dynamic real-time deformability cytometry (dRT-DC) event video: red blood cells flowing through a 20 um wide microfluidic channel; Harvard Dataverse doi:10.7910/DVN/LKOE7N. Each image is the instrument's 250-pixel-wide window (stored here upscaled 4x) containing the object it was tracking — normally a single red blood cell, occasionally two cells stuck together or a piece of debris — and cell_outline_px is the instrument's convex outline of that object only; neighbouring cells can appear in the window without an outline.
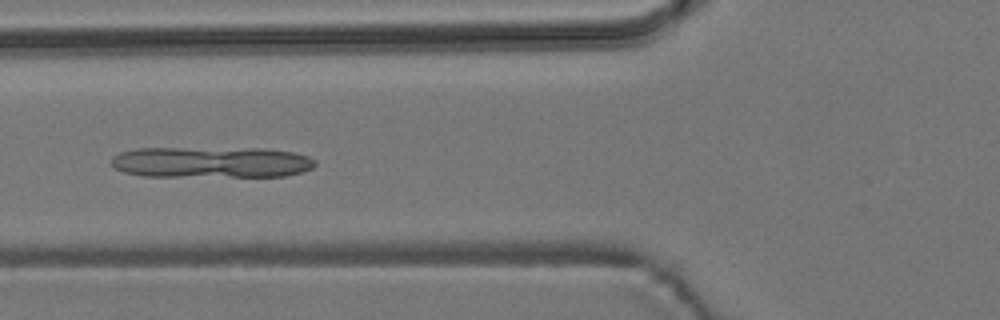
{"species": "common noctule bat (a hibernating species)", "species_latin": "Nyctalus noctula", "temperature_condition": "room temperature", "stored_images_in_passage": 7, "camera_frame_rate_fps": 3000, "um_per_image_px": 0.085, "animal": {"sex": "male", "body_mass_g": 19.2, "forearm_length_mm": 51.8}, "frame": {"image": 1, "passage_image": 5, "time_ms": 4.667, "image_size_px": [1000, 320], "cell_outline_px": [[316, 164], [312, 168], [300, 172], [284, 176], [144, 176], [124, 172], [116, 168], [112, 164], [112, 156], [120, 152], [136, 148], [264, 148], [292, 152], [308, 156], [316, 160]], "centroid_in_image_um": [17.96, 13.78], "position_along_channel_um": 107.8, "area_um2": 37.05}}
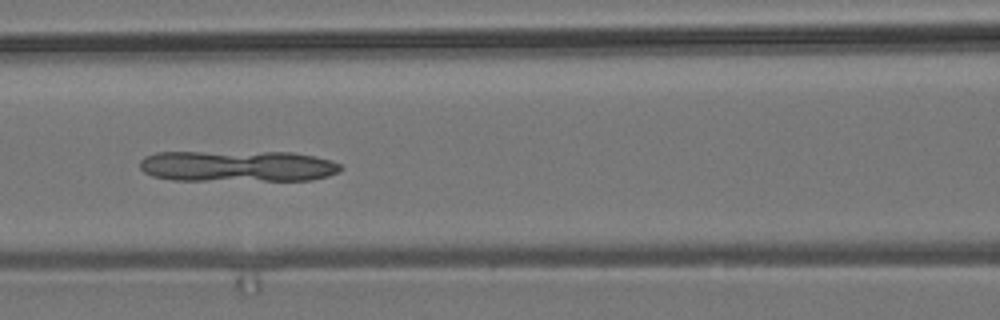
{"frame": {"image": 2, "passage_image": 6, "time_ms": 5.667, "image_size_px": [1000, 320], "cell_outline_px": [[344, 168], [340, 172], [328, 176], [312, 180], [172, 180], [152, 176], [144, 172], [140, 168], [140, 160], [144, 156], [156, 152], [292, 152], [332, 160], [340, 164]], "centroid_in_image_um": [20.2, 14.12], "position_along_channel_um": 146.4, "area_um2": 36.82}}
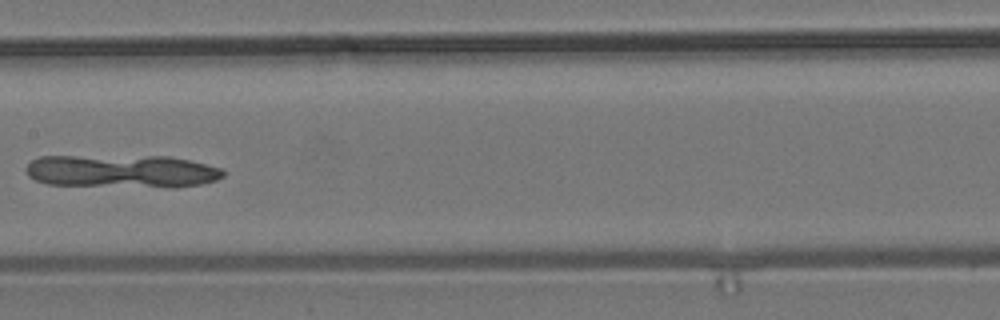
{"frame": {"image": 3, "passage_image": 7, "time_ms": 7.0, "image_size_px": [1000, 320], "cell_outline_px": [[224, 176], [216, 180], [200, 184], [176, 188], [168, 188], [48, 184], [36, 180], [28, 176], [24, 168], [32, 160], [40, 156], [168, 156], [188, 160], [220, 168], [224, 172]], "centroid_in_image_um": [10.34, 14.56], "position_along_channel_um": 197.1, "area_um2": 38.21}}